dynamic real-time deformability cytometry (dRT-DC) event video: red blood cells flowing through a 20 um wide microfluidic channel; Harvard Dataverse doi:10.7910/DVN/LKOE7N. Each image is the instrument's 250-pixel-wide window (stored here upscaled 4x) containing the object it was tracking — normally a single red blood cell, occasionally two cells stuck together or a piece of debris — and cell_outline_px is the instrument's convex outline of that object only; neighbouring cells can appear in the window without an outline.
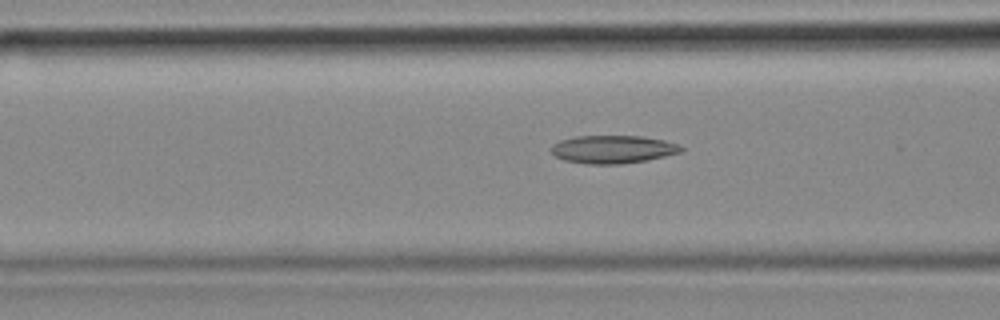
{"species": "common noctule bat (a hibernating species)", "species_latin": "Nyctalus noctula", "temperature_condition": "cold", "stored_images_in_passage": 13, "camera_frame_rate_fps": 3000, "um_per_image_px": 0.085, "animal": {"sex": "female", "body_mass_g": 18.4}, "frame": {"image": 1, "passage_image": 13, "time_ms": 4.0, "image_size_px": [1000, 320], "cell_outline_px": [[684, 148], [680, 152], [648, 160], [620, 164], [588, 164], [564, 160], [556, 156], [548, 148], [552, 144], [560, 140], [576, 136], [640, 136], [664, 140], [680, 144]], "centroid_in_image_um": [52.08, 12.69], "position_along_channel_um": 114.5, "area_um2": 21.27}}